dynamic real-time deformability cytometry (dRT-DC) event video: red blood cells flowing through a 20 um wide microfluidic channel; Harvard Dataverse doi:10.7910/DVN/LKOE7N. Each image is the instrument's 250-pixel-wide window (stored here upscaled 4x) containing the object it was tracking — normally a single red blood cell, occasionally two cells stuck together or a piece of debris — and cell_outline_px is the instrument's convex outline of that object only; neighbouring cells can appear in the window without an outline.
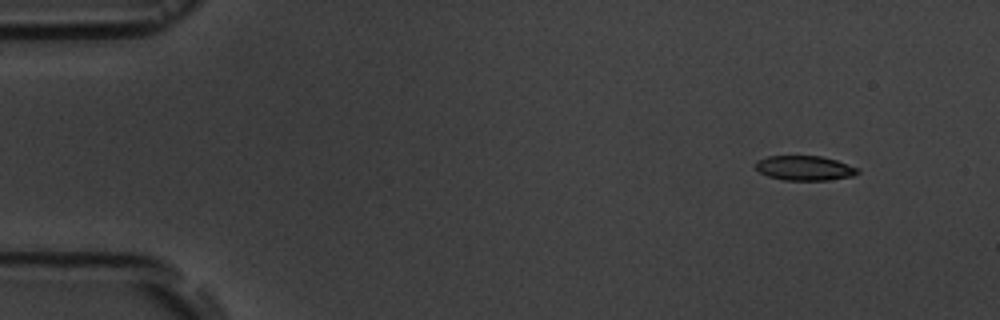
{"species": "common noctule bat (a hibernating species)", "species_latin": "Nyctalus noctula", "temperature_condition": "room temperature", "stored_images_in_passage": 4, "camera_frame_rate_fps": 3000, "um_per_image_px": 0.085, "animal": {"sex": "male", "body_mass_g": 19.5, "forearm_length_mm": 54.6}, "frame": {"image": 1, "passage_image": 1, "time_ms": 0.0, "image_size_px": [1000, 320], "cell_outline_px": [[860, 172], [852, 176], [828, 180], [784, 180], [768, 176], [760, 172], [756, 168], [756, 160], [768, 156], [820, 156], [836, 160], [860, 168]], "centroid_in_image_um": [68.41, 14.28], "position_along_channel_um": 16.6, "area_um2": 14.68}}
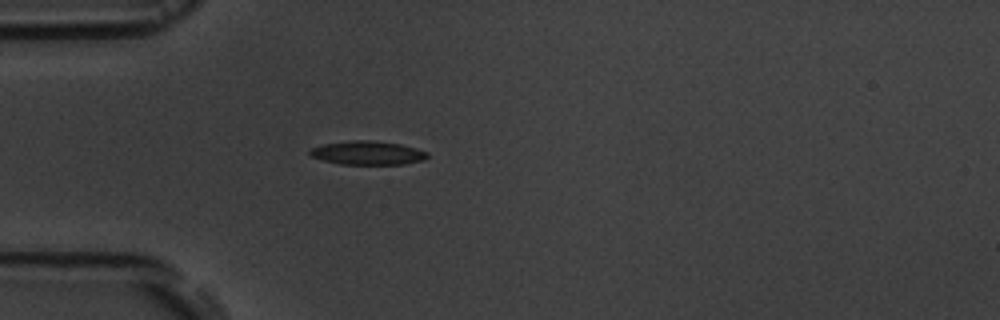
{"frame": {"image": 2, "passage_image": 4, "time_ms": 3.667, "image_size_px": [1000, 320], "cell_outline_px": [[428, 156], [424, 160], [404, 164], [340, 164], [324, 160], [312, 156], [308, 152], [312, 148], [324, 144], [348, 140], [372, 140], [400, 144], [416, 148], [428, 152]], "centroid_in_image_um": [31.27, 12.99], "position_along_channel_um": 53.7, "area_um2": 16.18}}